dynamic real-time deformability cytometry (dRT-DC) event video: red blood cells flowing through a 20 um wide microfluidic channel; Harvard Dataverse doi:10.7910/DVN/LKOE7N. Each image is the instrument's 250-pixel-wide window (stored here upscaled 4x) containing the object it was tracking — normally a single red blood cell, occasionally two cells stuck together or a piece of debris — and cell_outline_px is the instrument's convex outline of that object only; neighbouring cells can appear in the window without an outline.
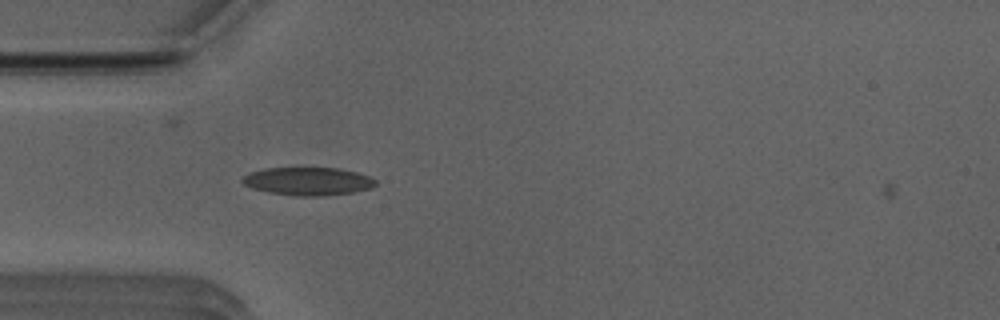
{"species": "Egyptian fruit bat (a non-hibernating species)", "species_latin": "Rousettus aegyptiacus", "temperature_condition": "room temperature", "stored_images_in_passage": 2, "camera_frame_rate_fps": 3000, "um_per_image_px": 0.085, "animal": {"sex": "male"}, "frame": {"image": 1, "passage_image": 1, "time_ms": 0.0, "image_size_px": [1000, 320], "cell_outline_px": [[376, 184], [372, 188], [352, 192], [328, 196], [296, 196], [268, 192], [252, 188], [244, 184], [240, 180], [244, 176], [252, 172], [268, 168], [340, 168], [356, 172], [368, 176], [376, 180]], "centroid_in_image_um": [26.2, 15.42], "position_along_channel_um": 58.8, "area_um2": 21.73}}